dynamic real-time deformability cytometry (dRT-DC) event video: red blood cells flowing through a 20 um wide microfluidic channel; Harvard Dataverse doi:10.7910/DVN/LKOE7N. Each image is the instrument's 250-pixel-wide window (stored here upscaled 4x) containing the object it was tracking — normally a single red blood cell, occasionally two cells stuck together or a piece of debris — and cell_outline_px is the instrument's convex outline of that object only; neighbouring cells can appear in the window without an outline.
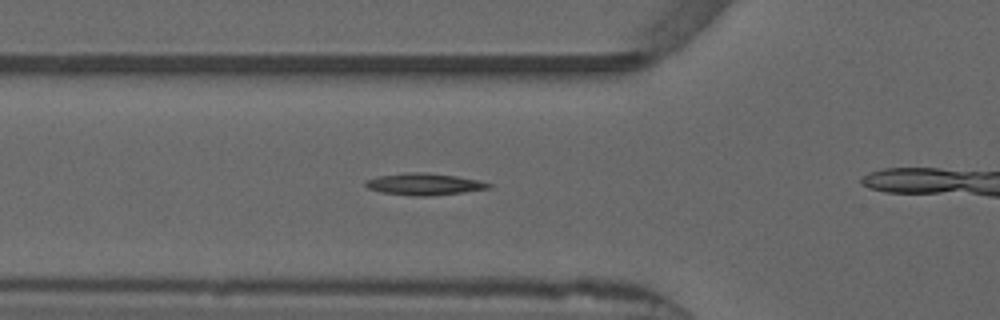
{"species": "common noctule bat (a hibernating species)", "species_latin": "Nyctalus noctula", "temperature_condition": "warm", "stored_images_in_passage": 29, "camera_frame_rate_fps": 3000, "um_per_image_px": 0.085, "animal": {"sex": "male", "forearm_length_mm": 52.5}, "frame": {"image": 1, "passage_image": 5, "time_ms": 1.333, "image_size_px": [1000, 320], "cell_outline_px": [[492, 188], [428, 196], [412, 196], [380, 192], [368, 188], [364, 184], [364, 180], [380, 176], [408, 172], [424, 172], [456, 176], [480, 180], [492, 184]], "centroid_in_image_um": [36.04, 15.65], "position_along_channel_um": 89.8, "area_um2": 15.61}}
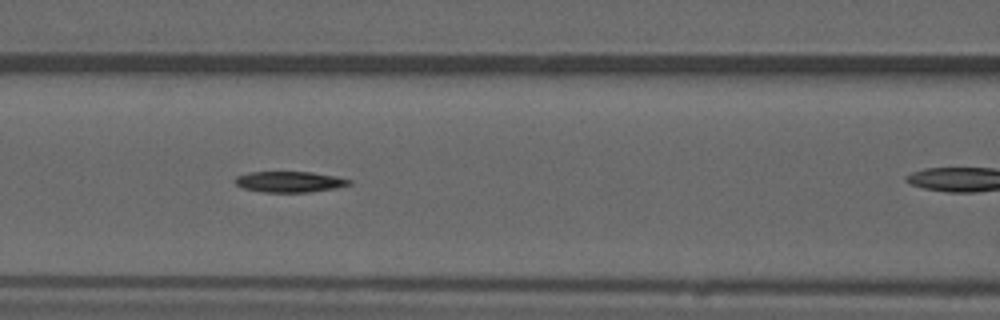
{"frame": {"image": 2, "passage_image": 9, "time_ms": 2.667, "image_size_px": [1000, 320], "cell_outline_px": [[352, 184], [336, 188], [308, 192], [264, 192], [244, 188], [236, 184], [232, 180], [236, 176], [248, 172], [312, 172], [336, 176], [352, 180]], "centroid_in_image_um": [24.61, 15.44], "position_along_channel_um": 142.0, "area_um2": 13.93}}